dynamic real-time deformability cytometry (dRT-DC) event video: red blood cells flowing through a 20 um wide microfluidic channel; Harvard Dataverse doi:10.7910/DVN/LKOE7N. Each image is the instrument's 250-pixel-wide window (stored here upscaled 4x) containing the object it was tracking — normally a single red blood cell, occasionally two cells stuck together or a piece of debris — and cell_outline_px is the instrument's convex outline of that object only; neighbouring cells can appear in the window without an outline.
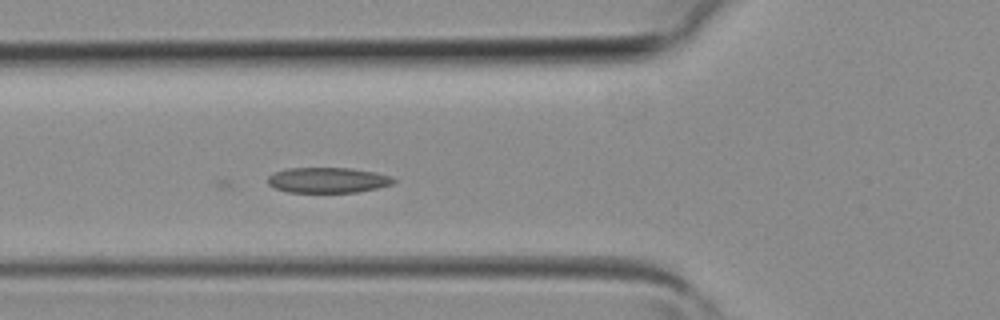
{"species": "common noctule bat (a hibernating species)", "species_latin": "Nyctalus noctula", "temperature_condition": "room temperature", "stored_images_in_passage": 4, "camera_frame_rate_fps": 3000, "um_per_image_px": 0.085, "animal": {"sex": "female", "body_mass_g": 19.3, "forearm_length_mm": 54.1}, "frame": {"image": 1, "passage_image": 4, "time_ms": 1.0, "image_size_px": [1000, 320], "cell_outline_px": [[396, 180], [392, 184], [376, 188], [356, 192], [288, 192], [272, 188], [268, 184], [268, 176], [276, 172], [288, 168], [352, 168], [392, 176]], "centroid_in_image_um": [27.84, 15.31], "position_along_channel_um": 98.0, "area_um2": 18.55}}